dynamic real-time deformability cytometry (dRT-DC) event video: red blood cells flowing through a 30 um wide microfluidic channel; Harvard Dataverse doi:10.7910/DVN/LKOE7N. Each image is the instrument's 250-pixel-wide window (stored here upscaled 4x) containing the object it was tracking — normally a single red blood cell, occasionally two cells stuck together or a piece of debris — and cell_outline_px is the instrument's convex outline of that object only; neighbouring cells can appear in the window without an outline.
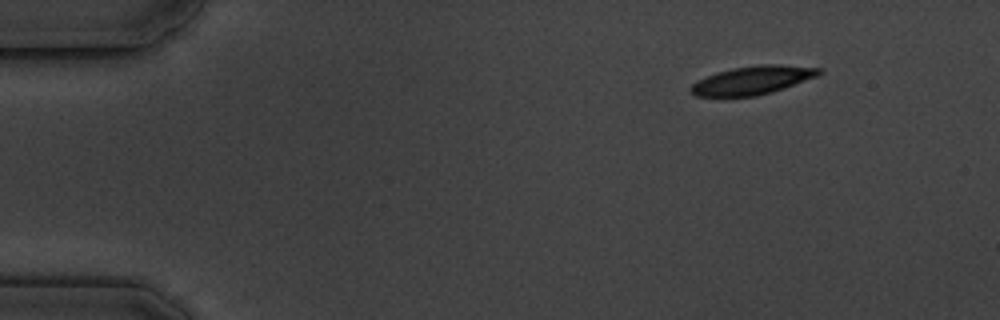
{"species": "common noctule bat (a hibernating species)", "species_latin": "Nyctalus noctula", "temperature_condition": "cold", "stored_images_in_passage": 5, "camera_frame_rate_fps": 3000, "um_per_image_px": 0.085, "animal": {"sex": "male", "body_mass_g": 19.5, "forearm_length_mm": 54.6}, "frame": {"image": 1, "passage_image": 1, "time_ms": 0.0, "image_size_px": [1000, 320], "cell_outline_px": [[824, 72], [816, 76], [784, 88], [772, 92], [756, 96], [724, 100], [696, 96], [688, 92], [688, 88], [696, 80], [716, 72], [732, 68], [760, 64], [780, 64], [820, 68]], "centroid_in_image_um": [63.82, 6.87], "position_along_channel_um": 21.2, "area_um2": 22.2}}
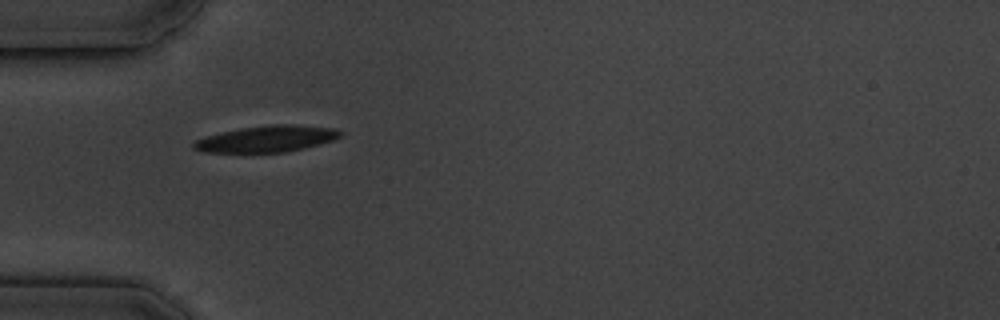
{"frame": {"image": 2, "passage_image": 4, "time_ms": 3.667, "image_size_px": [1000, 320], "cell_outline_px": [[344, 136], [320, 144], [304, 148], [284, 152], [204, 152], [192, 148], [192, 144], [196, 140], [204, 136], [220, 132], [240, 128], [268, 124], [292, 124], [336, 128], [344, 132]], "centroid_in_image_um": [22.7, 11.79], "position_along_channel_um": 62.3, "area_um2": 22.77}}